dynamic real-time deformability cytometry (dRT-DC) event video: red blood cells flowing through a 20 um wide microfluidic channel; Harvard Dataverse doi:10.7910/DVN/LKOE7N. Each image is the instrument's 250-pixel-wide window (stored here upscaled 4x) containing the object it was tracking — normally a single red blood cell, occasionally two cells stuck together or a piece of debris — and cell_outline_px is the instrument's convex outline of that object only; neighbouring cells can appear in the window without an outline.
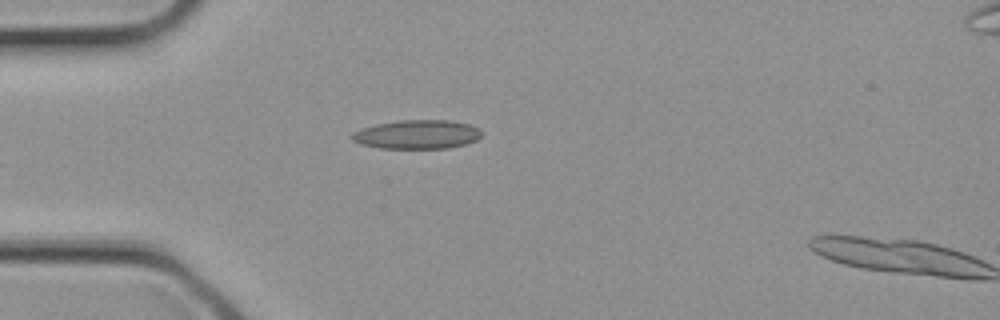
{"species": "common noctule bat (a hibernating species)", "species_latin": "Nyctalus noctula", "temperature_condition": "cold", "stored_images_in_passage": 3, "camera_frame_rate_fps": 3000, "um_per_image_px": 0.085, "animal": {"sex": "female", "body_mass_g": 21.9}, "frame": {"image": 1, "passage_image": 2, "time_ms": 0.333, "image_size_px": [1000, 320], "cell_outline_px": [[480, 136], [476, 140], [464, 144], [448, 148], [380, 148], [360, 144], [352, 140], [352, 132], [360, 128], [376, 124], [400, 120], [448, 120], [468, 124], [476, 128], [480, 132]], "centroid_in_image_um": [35.39, 11.42], "position_along_channel_um": 49.6, "area_um2": 21.68}}